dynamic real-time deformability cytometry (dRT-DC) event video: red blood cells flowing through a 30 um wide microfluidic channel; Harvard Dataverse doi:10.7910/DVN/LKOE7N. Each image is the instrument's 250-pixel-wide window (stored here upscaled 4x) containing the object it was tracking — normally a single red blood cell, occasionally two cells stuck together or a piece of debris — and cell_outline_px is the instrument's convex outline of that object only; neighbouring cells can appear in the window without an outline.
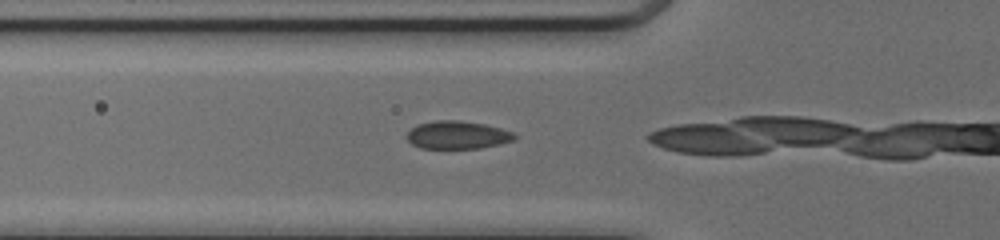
{"species": "common noctule bat (a hibernating species)", "species_latin": "Nyctalus noctula", "temperature_condition": "cold", "stored_images_in_passage": 10, "camera_frame_rate_fps": 3000, "um_per_image_px": 0.085, "animal": {"sex": "female", "body_mass_g": 17.0, "forearm_length_mm": 48.0}, "frame": {"image": 1, "passage_image": 7, "time_ms": 2.0, "image_size_px": [1000, 240], "cell_outline_px": [[516, 140], [500, 144], [480, 148], [420, 148], [412, 144], [404, 136], [416, 124], [436, 120], [460, 120], [484, 124], [500, 128], [512, 132], [516, 136]], "centroid_in_image_um": [38.86, 11.47], "position_along_channel_um": 86.9, "area_um2": 17.63}}